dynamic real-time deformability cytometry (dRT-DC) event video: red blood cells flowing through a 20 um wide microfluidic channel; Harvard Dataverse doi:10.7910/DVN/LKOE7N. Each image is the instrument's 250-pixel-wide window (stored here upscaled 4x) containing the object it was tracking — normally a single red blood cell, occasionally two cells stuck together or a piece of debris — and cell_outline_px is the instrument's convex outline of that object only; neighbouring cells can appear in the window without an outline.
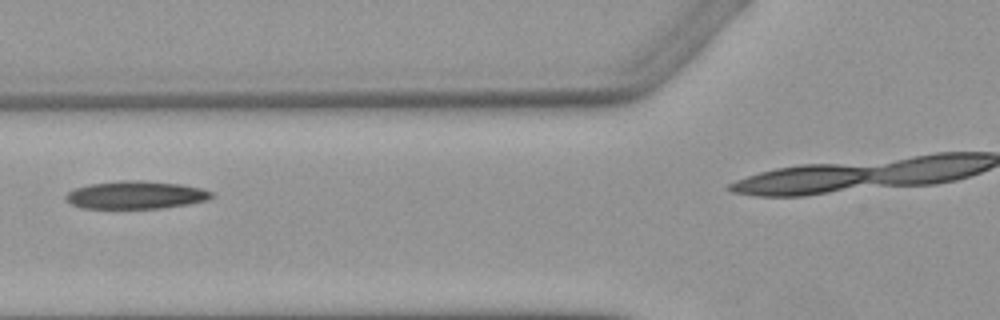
{"species": "Egyptian fruit bat (a non-hibernating species)", "species_latin": "Rousettus aegyptiacus", "temperature_condition": "warm", "stored_images_in_passage": 6, "segment_of_instrument_passage": [1, 2], "camera_frame_rate_fps": 3000, "um_per_image_px": 0.085, "animal": {"sex": "female"}, "frame": {"image": 1, "passage_image": 5, "time_ms": 4.667, "image_size_px": [1000, 320], "cell_outline_px": [[212, 196], [208, 200], [188, 204], [160, 208], [84, 208], [72, 204], [64, 196], [68, 192], [76, 188], [88, 184], [124, 180], [140, 180], [180, 184], [200, 188], [212, 192]], "centroid_in_image_um": [11.54, 16.57], "position_along_channel_um": 114.3, "area_um2": 23.41}}